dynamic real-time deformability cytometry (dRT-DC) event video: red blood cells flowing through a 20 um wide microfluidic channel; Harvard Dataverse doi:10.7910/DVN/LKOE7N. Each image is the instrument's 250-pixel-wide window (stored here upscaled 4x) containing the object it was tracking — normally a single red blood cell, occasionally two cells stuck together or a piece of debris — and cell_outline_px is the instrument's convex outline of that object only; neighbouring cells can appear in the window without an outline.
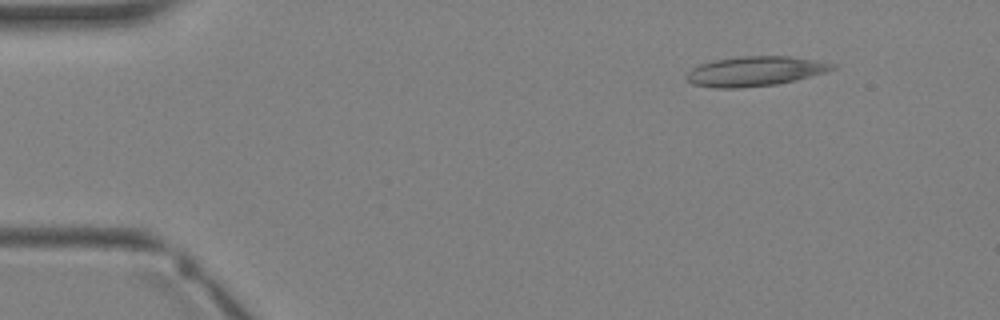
{"species": "Egyptian fruit bat (a non-hibernating species)", "species_latin": "Rousettus aegyptiacus", "temperature_condition": "warm", "stored_images_in_passage": 3, "camera_frame_rate_fps": 3000, "um_per_image_px": 0.085, "animal": {"sex": "female"}, "frame": {"image": 1, "passage_image": 2, "time_ms": 1.0, "image_size_px": [1000, 320], "cell_outline_px": [[836, 68], [824, 72], [796, 80], [776, 84], [740, 88], [712, 88], [692, 84], [688, 80], [688, 72], [692, 68], [700, 64], [712, 60], [740, 56], [788, 56], [816, 60], [836, 64]], "centroid_in_image_um": [64.16, 6.05], "position_along_channel_um": 20.8, "area_um2": 25.2}}
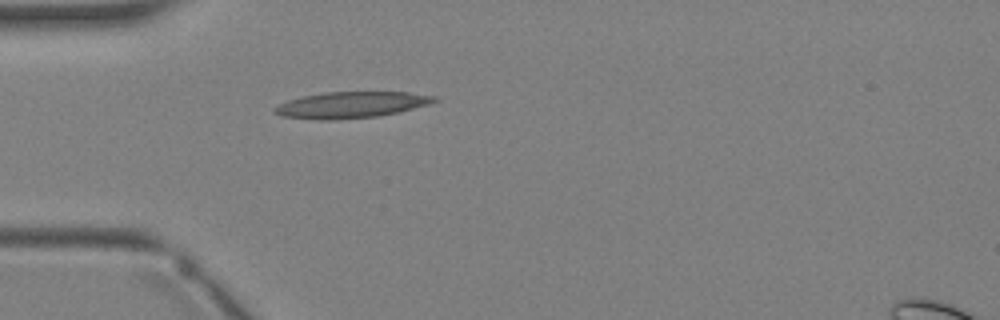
{"frame": {"image": 2, "passage_image": 3, "time_ms": 3.0, "image_size_px": [1000, 320], "cell_outline_px": [[440, 100], [428, 104], [400, 112], [376, 116], [328, 120], [320, 120], [280, 116], [272, 112], [272, 108], [288, 100], [304, 96], [324, 92], [408, 92], [436, 96]], "centroid_in_image_um": [29.84, 8.91], "position_along_channel_um": 55.2, "area_um2": 24.39}}